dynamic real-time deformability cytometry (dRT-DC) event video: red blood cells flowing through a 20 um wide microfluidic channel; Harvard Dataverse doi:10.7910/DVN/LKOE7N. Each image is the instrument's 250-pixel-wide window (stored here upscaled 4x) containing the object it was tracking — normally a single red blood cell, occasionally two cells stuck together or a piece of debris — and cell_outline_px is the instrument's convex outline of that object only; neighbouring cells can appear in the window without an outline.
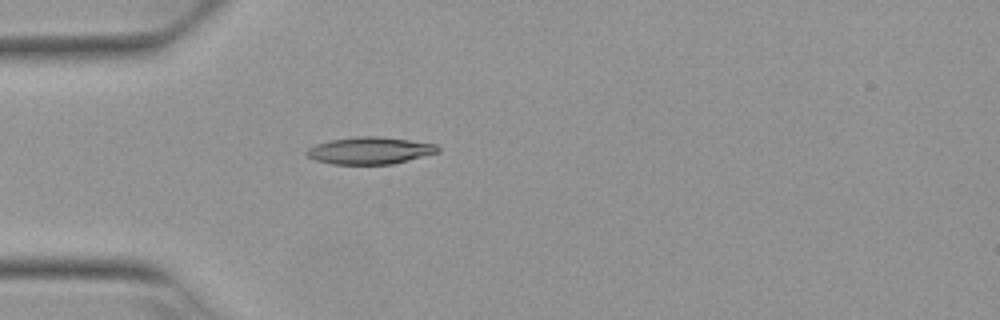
{"species": "Egyptian fruit bat (a non-hibernating species)", "species_latin": "Rousettus aegyptiacus", "temperature_condition": "warm", "stored_images_in_passage": 3, "camera_frame_rate_fps": 3000, "um_per_image_px": 0.085, "animal": {"sex": "female"}, "frame": {"image": 1, "passage_image": 3, "time_ms": 0.667, "image_size_px": [1000, 320], "cell_outline_px": [[440, 152], [392, 164], [332, 164], [316, 160], [308, 156], [304, 152], [308, 148], [316, 144], [332, 140], [356, 136], [376, 136], [408, 140], [436, 144], [440, 148]], "centroid_in_image_um": [31.44, 12.8], "position_along_channel_um": 53.6, "area_um2": 20.58}}